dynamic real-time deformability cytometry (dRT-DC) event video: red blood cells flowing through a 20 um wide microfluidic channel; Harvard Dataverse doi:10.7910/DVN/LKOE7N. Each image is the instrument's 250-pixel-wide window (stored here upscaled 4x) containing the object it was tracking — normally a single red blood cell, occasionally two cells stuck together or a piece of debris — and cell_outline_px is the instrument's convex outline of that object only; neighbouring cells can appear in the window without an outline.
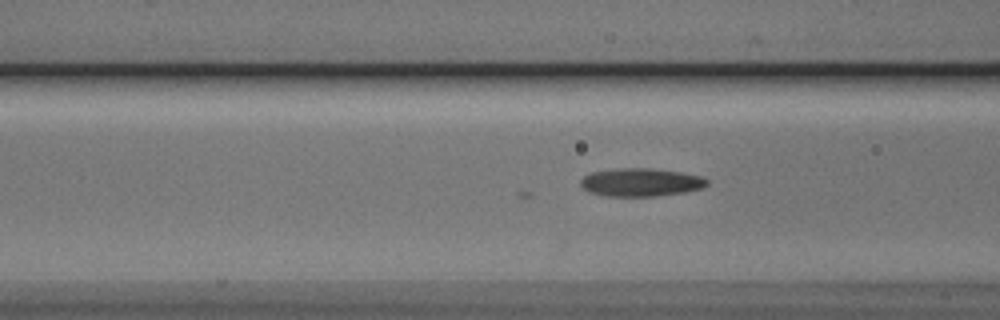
{"species": "Egyptian fruit bat (a non-hibernating species)", "species_latin": "Rousettus aegyptiacus", "temperature_condition": "cold", "stored_images_in_passage": 34, "camera_frame_rate_fps": 3000, "um_per_image_px": 0.085, "animal": {"sex": "male"}, "frame": {"image": 1, "passage_image": 12, "time_ms": 3.667, "image_size_px": [1000, 320], "cell_outline_px": [[708, 184], [700, 188], [684, 192], [652, 196], [604, 196], [588, 192], [580, 184], [580, 180], [584, 176], [592, 172], [616, 168], [648, 168], [680, 172], [700, 176], [708, 180]], "centroid_in_image_um": [54.42, 15.49], "position_along_channel_um": 112.2, "area_um2": 20.58}}
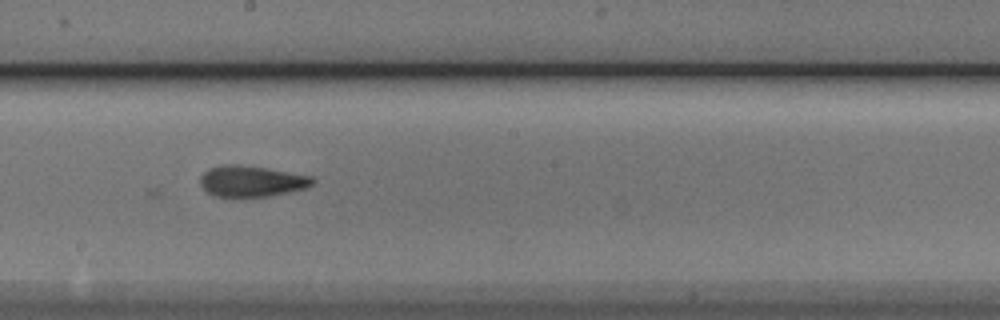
{"frame": {"image": 2, "passage_image": 21, "time_ms": 6.667, "image_size_px": [1000, 320], "cell_outline_px": [[316, 180], [312, 184], [304, 188], [272, 196], [212, 196], [200, 184], [200, 176], [208, 168], [224, 164], [236, 164], [264, 168], [312, 176]], "centroid_in_image_um": [21.35, 15.39], "position_along_channel_um": 226.8, "area_um2": 20.11}}
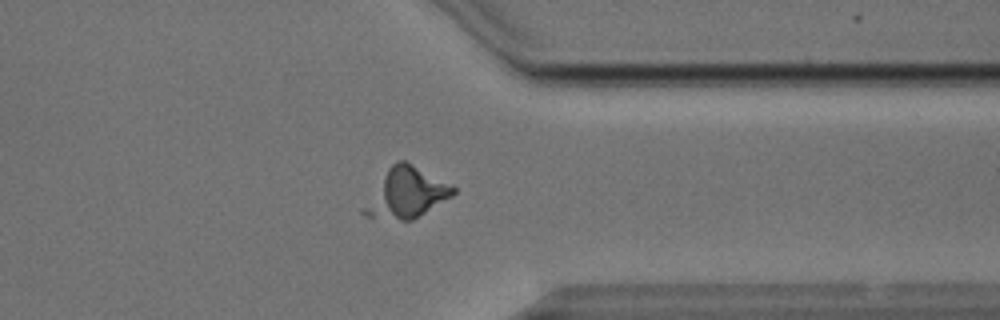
{"frame": {"image": 3, "passage_image": 33, "time_ms": 10.667, "image_size_px": [1000, 320], "cell_outline_px": [[456, 192], [452, 196], [412, 220], [400, 220], [368, 216], [360, 212], [360, 208], [388, 168], [396, 160], [404, 160], [412, 164], [456, 188]], "centroid_in_image_um": [34.49, 16.41], "position_along_channel_um": 376.9, "area_um2": 25.49}}